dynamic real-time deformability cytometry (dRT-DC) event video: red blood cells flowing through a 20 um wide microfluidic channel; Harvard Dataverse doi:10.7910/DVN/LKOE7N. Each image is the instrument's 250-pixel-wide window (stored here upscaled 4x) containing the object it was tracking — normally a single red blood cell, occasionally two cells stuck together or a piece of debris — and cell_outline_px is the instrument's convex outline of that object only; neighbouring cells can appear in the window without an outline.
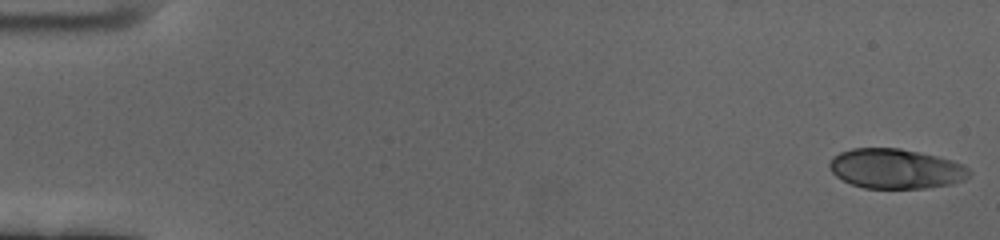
{"species": "human", "species_latin": "Homo sapiens", "temperature_condition": "cold", "stored_images_in_passage": 59, "camera_frame_rate_fps": 3000, "um_per_image_px": 0.085, "donor": {"sex": "female"}, "frame": {"image": 1, "passage_image": 1, "time_ms": 0.0, "image_size_px": [1000, 240], "cell_outline_px": [[972, 172], [964, 180], [952, 184], [928, 188], [864, 188], [852, 184], [836, 176], [828, 168], [828, 164], [832, 156], [840, 152], [852, 148], [900, 148], [936, 156], [952, 160], [964, 164]], "centroid_in_image_um": [76.14, 14.34], "position_along_channel_um": 8.9, "area_um2": 32.6}}
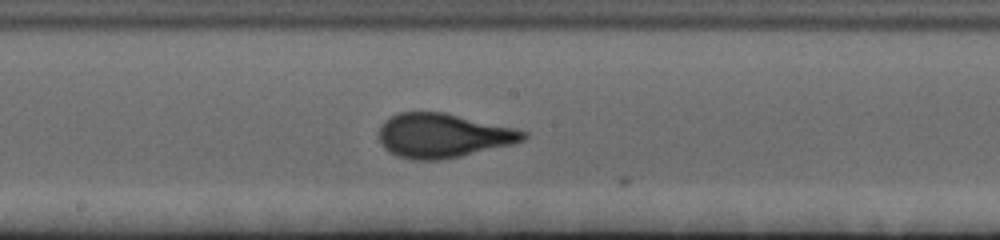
{"frame": {"image": 2, "passage_image": 32, "time_ms": 10.333, "image_size_px": [1000, 240], "cell_outline_px": [[528, 136], [524, 140], [512, 144], [460, 156], [440, 160], [412, 160], [396, 156], [384, 148], [380, 144], [380, 128], [384, 120], [388, 116], [396, 112], [444, 112], [516, 128], [528, 132]], "centroid_in_image_um": [37.64, 11.52], "position_along_channel_um": 210.6, "area_um2": 37.4}}
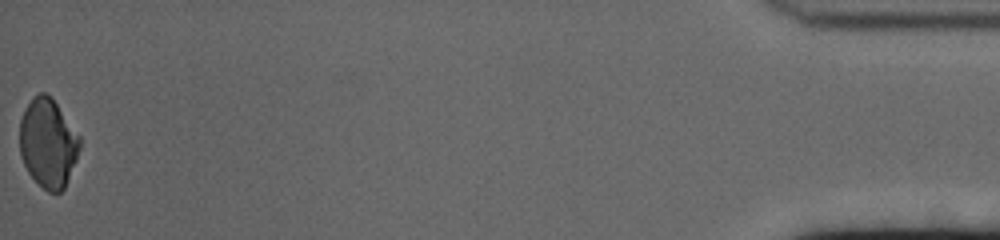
{"frame": {"image": 3, "passage_image": 59, "time_ms": 19.333, "image_size_px": [1000, 240], "cell_outline_px": [[80, 148], [76, 160], [64, 188], [60, 192], [48, 192], [28, 172], [20, 156], [20, 120], [24, 108], [40, 92], [44, 92], [56, 104], [80, 136]], "centroid_in_image_um": [4.08, 12.18], "position_along_channel_um": 431.1, "area_um2": 30.63}, "authors_computed_cell_mechanics": {"area_um2": 35.258, "velocity_mm_per_s": 3.4457, "shape_relaxation_time_tau1_ms": 4.9376, "shape_relaxation_time_tau2_ms": null, "deformation_change_tau1": 0.15, "deformation_change_tau2": null}}